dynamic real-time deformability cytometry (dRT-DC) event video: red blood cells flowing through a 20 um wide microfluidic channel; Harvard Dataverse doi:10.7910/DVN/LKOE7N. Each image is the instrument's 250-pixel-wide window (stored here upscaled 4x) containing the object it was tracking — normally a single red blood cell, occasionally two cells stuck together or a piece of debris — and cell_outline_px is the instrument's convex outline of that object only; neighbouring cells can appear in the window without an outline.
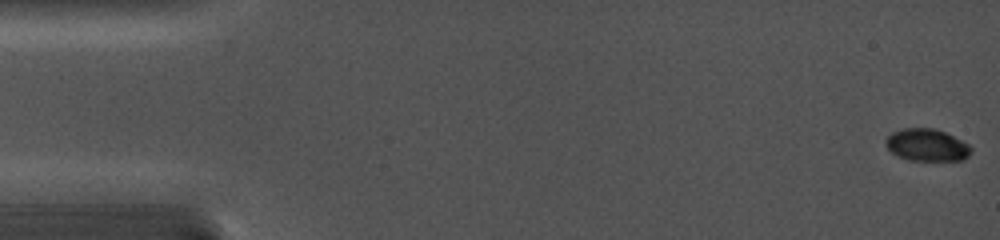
{"species": "common noctule bat (a hibernating species)", "species_latin": "Nyctalus noctula", "temperature_condition": "cold", "stored_images_in_passage": 55, "camera_frame_rate_fps": 5000, "um_per_image_px": 0.085, "animal": {"sex": "female", "body_mass_g": 19.0, "forearm_length_mm": 56.7}, "frame": {"image": 1, "passage_image": 1, "time_ms": 0.0, "image_size_px": [1000, 240], "cell_outline_px": [[972, 152], [964, 160], [908, 160], [892, 152], [888, 148], [884, 140], [892, 132], [904, 128], [932, 128], [944, 132], [968, 144], [972, 148]], "centroid_in_image_um": [78.79, 12.33], "position_along_channel_um": 6.2, "area_um2": 15.84}}
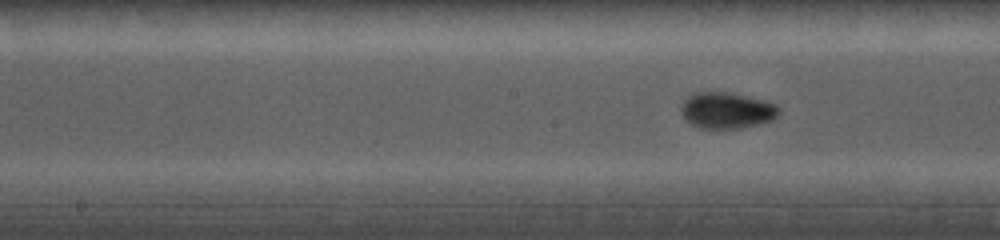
{"frame": {"image": 2, "passage_image": 22, "time_ms": 8.2, "image_size_px": [1000, 240], "cell_outline_px": [[780, 112], [772, 120], [740, 128], [700, 128], [684, 120], [680, 112], [680, 104], [692, 92], [732, 92], [764, 100], [776, 104], [780, 108]], "centroid_in_image_um": [61.73, 9.36], "position_along_channel_um": 186.5, "area_um2": 20.87}}
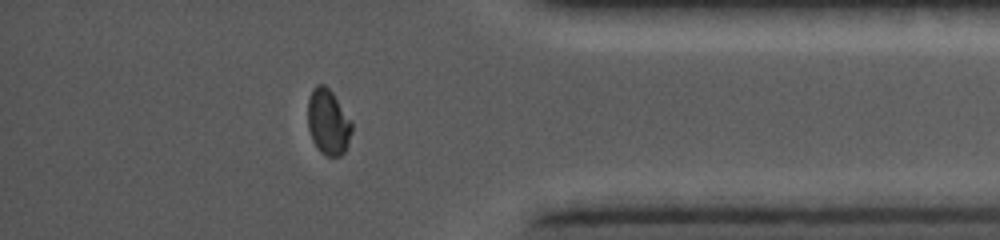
{"frame": {"image": 3, "passage_image": 48, "time_ms": 14.0, "image_size_px": [1000, 240], "cell_outline_px": [[352, 132], [348, 144], [344, 152], [340, 156], [328, 156], [320, 152], [312, 140], [308, 128], [308, 100], [312, 88], [316, 84], [324, 84], [332, 92], [352, 120]], "centroid_in_image_um": [27.9, 10.36], "position_along_channel_um": 407.3, "area_um2": 16.99}}